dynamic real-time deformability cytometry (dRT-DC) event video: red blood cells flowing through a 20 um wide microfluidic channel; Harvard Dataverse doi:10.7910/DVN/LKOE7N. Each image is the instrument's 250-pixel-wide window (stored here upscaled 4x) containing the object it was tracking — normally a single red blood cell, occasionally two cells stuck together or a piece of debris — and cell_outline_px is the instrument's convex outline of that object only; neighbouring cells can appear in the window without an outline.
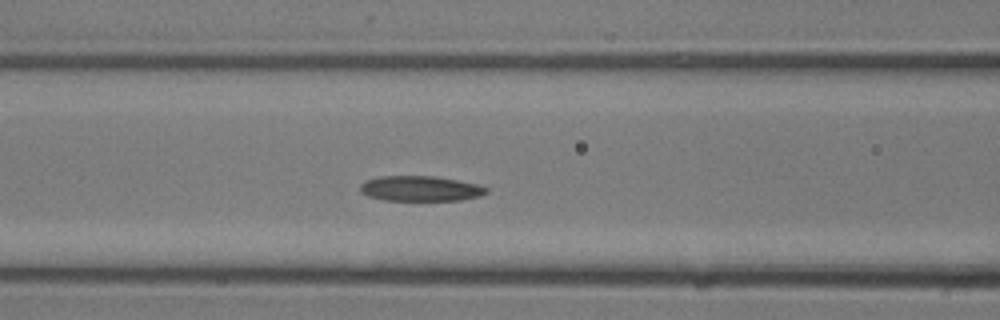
{"species": "common noctule bat (a hibernating species)", "species_latin": "Nyctalus noctula", "temperature_condition": "room temperature", "stored_images_in_passage": 14, "segment_of_instrument_passage": [1, 2], "camera_frame_rate_fps": 3000, "um_per_image_px": 0.085, "animal": {"sex": "male", "body_mass_g": 13.3}, "frame": {"image": 1, "passage_image": 8, "time_ms": 2.333, "image_size_px": [1000, 320], "cell_outline_px": [[488, 192], [480, 196], [460, 200], [384, 200], [368, 196], [360, 192], [360, 184], [364, 180], [380, 176], [436, 176], [476, 184], [488, 188]], "centroid_in_image_um": [35.7, 16.02], "position_along_channel_um": 130.9, "area_um2": 18.55}}
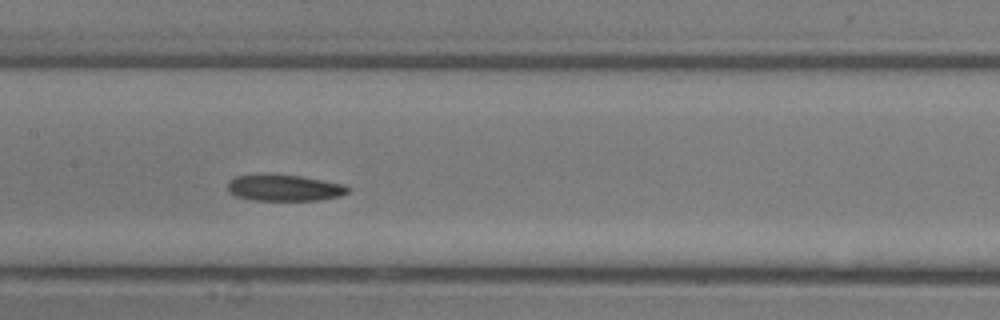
{"frame": {"image": 2, "passage_image": 10, "time_ms": 3.0, "image_size_px": [1000, 320], "cell_outline_px": [[352, 188], [348, 192], [340, 196], [320, 200], [252, 200], [236, 196], [228, 192], [228, 180], [236, 176], [264, 172], [268, 172], [300, 176], [344, 184]], "centroid_in_image_um": [24.13, 15.94], "position_along_channel_um": 183.3, "area_um2": 19.02}}
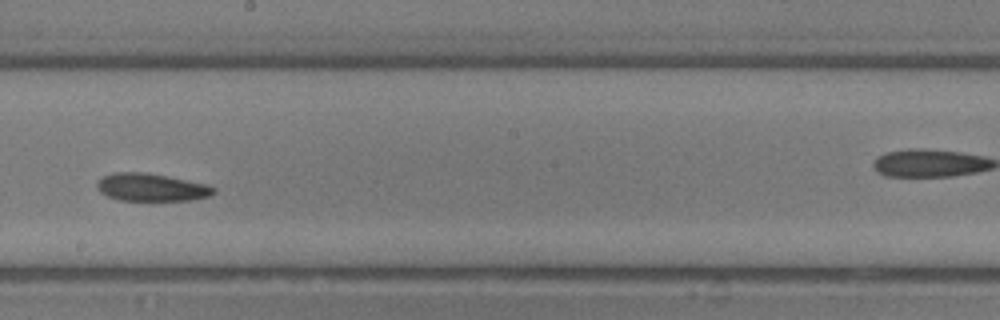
{"frame": {"image": 3, "passage_image": 12, "time_ms": 3.667, "image_size_px": [1000, 320], "cell_outline_px": [[216, 192], [212, 196], [192, 200], [120, 200], [108, 196], [100, 192], [96, 188], [96, 184], [104, 176], [116, 172], [148, 172], [208, 184], [216, 188]], "centroid_in_image_um": [12.92, 15.92], "position_along_channel_um": 235.3, "area_um2": 18.96}}